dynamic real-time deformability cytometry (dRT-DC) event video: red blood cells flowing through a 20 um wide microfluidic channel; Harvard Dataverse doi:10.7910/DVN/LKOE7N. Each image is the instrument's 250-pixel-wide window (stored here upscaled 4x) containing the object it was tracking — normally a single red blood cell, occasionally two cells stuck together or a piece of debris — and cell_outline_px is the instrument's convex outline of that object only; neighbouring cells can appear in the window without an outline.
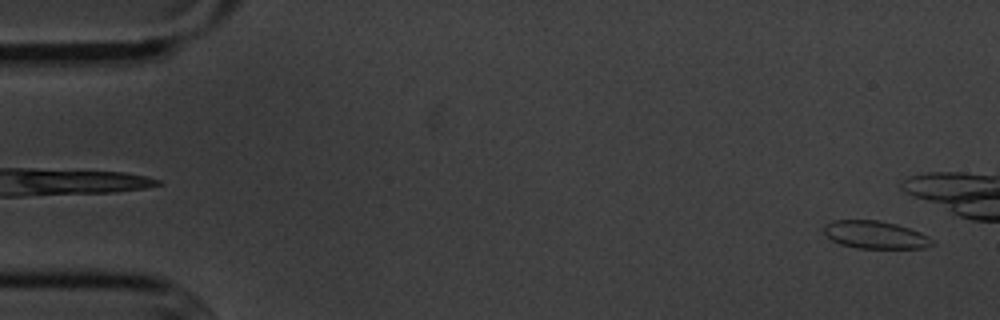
{"species": "common noctule bat (a hibernating species)", "species_latin": "Nyctalus noctula", "temperature_condition": "cold", "stored_images_in_passage": 43, "segment_of_instrument_passage": [1, 2], "camera_frame_rate_fps": 3000, "um_per_image_px": 0.085, "animal": {"sex": "male", "body_mass_g": 20.1, "forearm_length_mm": 53.5}, "frame": {"image": 1, "passage_image": 2, "time_ms": 0.333, "image_size_px": [1000, 320], "cell_outline_px": [[936, 244], [924, 248], [856, 248], [840, 244], [832, 240], [824, 232], [824, 224], [832, 220], [880, 220], [896, 224], [920, 232], [928, 236]], "centroid_in_image_um": [74.4, 19.96], "position_along_channel_um": 10.6, "area_um2": 17.51}}
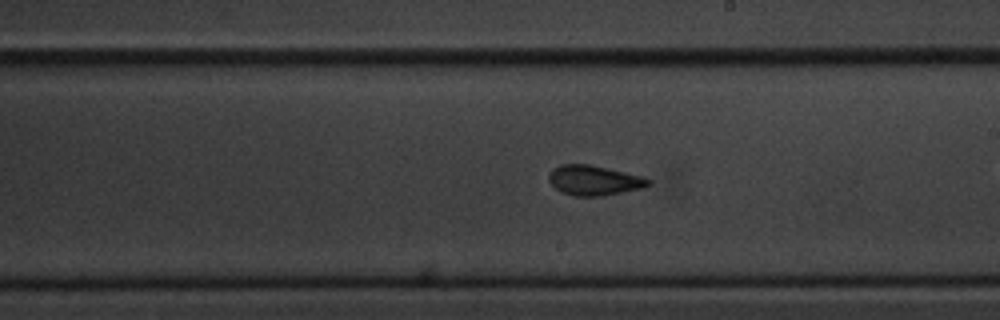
{"frame": {"image": 2, "passage_image": 31, "time_ms": 10.0, "image_size_px": [1000, 320], "cell_outline_px": [[652, 184], [644, 188], [600, 196], [572, 196], [560, 192], [548, 180], [548, 176], [552, 168], [560, 164], [592, 164], [640, 176], [652, 180]], "centroid_in_image_um": [50.48, 15.33], "position_along_channel_um": 238.5, "area_um2": 17.51}}
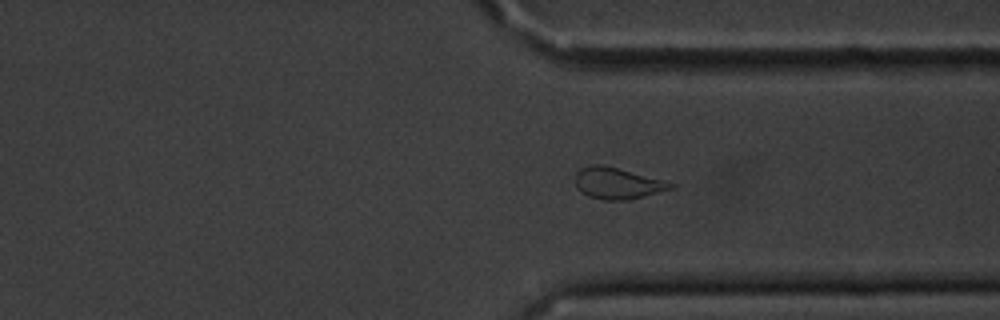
{"frame": {"image": 3, "passage_image": 41, "time_ms": 13.333, "image_size_px": [1000, 320], "cell_outline_px": [[676, 184], [672, 188], [644, 196], [628, 200], [604, 200], [588, 196], [580, 192], [576, 184], [576, 172], [580, 168], [588, 164], [600, 164], [616, 168]], "centroid_in_image_um": [52.41, 15.58], "position_along_channel_um": 359.0, "area_um2": 17.11}}